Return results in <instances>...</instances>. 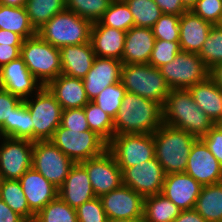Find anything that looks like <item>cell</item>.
Segmentation results:
<instances>
[{
  "mask_svg": "<svg viewBox=\"0 0 222 222\" xmlns=\"http://www.w3.org/2000/svg\"><path fill=\"white\" fill-rule=\"evenodd\" d=\"M113 122L115 135L153 134L163 124L162 105L127 92Z\"/></svg>",
  "mask_w": 222,
  "mask_h": 222,
  "instance_id": "1",
  "label": "cell"
},
{
  "mask_svg": "<svg viewBox=\"0 0 222 222\" xmlns=\"http://www.w3.org/2000/svg\"><path fill=\"white\" fill-rule=\"evenodd\" d=\"M163 109V124L201 138L215 124L198 107L188 89H170Z\"/></svg>",
  "mask_w": 222,
  "mask_h": 222,
  "instance_id": "2",
  "label": "cell"
},
{
  "mask_svg": "<svg viewBox=\"0 0 222 222\" xmlns=\"http://www.w3.org/2000/svg\"><path fill=\"white\" fill-rule=\"evenodd\" d=\"M153 139L155 157L165 175L185 172L189 153L198 138L184 130L162 124L153 133Z\"/></svg>",
  "mask_w": 222,
  "mask_h": 222,
  "instance_id": "3",
  "label": "cell"
},
{
  "mask_svg": "<svg viewBox=\"0 0 222 222\" xmlns=\"http://www.w3.org/2000/svg\"><path fill=\"white\" fill-rule=\"evenodd\" d=\"M92 22L65 9L54 15L37 33L52 46L78 45L90 42Z\"/></svg>",
  "mask_w": 222,
  "mask_h": 222,
  "instance_id": "4",
  "label": "cell"
},
{
  "mask_svg": "<svg viewBox=\"0 0 222 222\" xmlns=\"http://www.w3.org/2000/svg\"><path fill=\"white\" fill-rule=\"evenodd\" d=\"M20 56L42 86L62 74L60 48L46 42L38 33L24 39Z\"/></svg>",
  "mask_w": 222,
  "mask_h": 222,
  "instance_id": "5",
  "label": "cell"
},
{
  "mask_svg": "<svg viewBox=\"0 0 222 222\" xmlns=\"http://www.w3.org/2000/svg\"><path fill=\"white\" fill-rule=\"evenodd\" d=\"M120 82L128 93L153 100L162 106L170 91L159 68L150 64H123Z\"/></svg>",
  "mask_w": 222,
  "mask_h": 222,
  "instance_id": "6",
  "label": "cell"
},
{
  "mask_svg": "<svg viewBox=\"0 0 222 222\" xmlns=\"http://www.w3.org/2000/svg\"><path fill=\"white\" fill-rule=\"evenodd\" d=\"M74 163L97 157L107 150L108 143L94 131L78 132L61 125L50 140Z\"/></svg>",
  "mask_w": 222,
  "mask_h": 222,
  "instance_id": "7",
  "label": "cell"
},
{
  "mask_svg": "<svg viewBox=\"0 0 222 222\" xmlns=\"http://www.w3.org/2000/svg\"><path fill=\"white\" fill-rule=\"evenodd\" d=\"M35 93V101L24 100L33 122V142L51 140L61 125L63 109L46 86Z\"/></svg>",
  "mask_w": 222,
  "mask_h": 222,
  "instance_id": "8",
  "label": "cell"
},
{
  "mask_svg": "<svg viewBox=\"0 0 222 222\" xmlns=\"http://www.w3.org/2000/svg\"><path fill=\"white\" fill-rule=\"evenodd\" d=\"M170 89H189L209 77V69L197 53L180 51L173 61L159 67Z\"/></svg>",
  "mask_w": 222,
  "mask_h": 222,
  "instance_id": "9",
  "label": "cell"
},
{
  "mask_svg": "<svg viewBox=\"0 0 222 222\" xmlns=\"http://www.w3.org/2000/svg\"><path fill=\"white\" fill-rule=\"evenodd\" d=\"M107 150L123 172L126 168L155 158L153 134L114 135L108 142Z\"/></svg>",
  "mask_w": 222,
  "mask_h": 222,
  "instance_id": "10",
  "label": "cell"
},
{
  "mask_svg": "<svg viewBox=\"0 0 222 222\" xmlns=\"http://www.w3.org/2000/svg\"><path fill=\"white\" fill-rule=\"evenodd\" d=\"M75 163L50 140L35 141L32 167L56 188H60Z\"/></svg>",
  "mask_w": 222,
  "mask_h": 222,
  "instance_id": "11",
  "label": "cell"
},
{
  "mask_svg": "<svg viewBox=\"0 0 222 222\" xmlns=\"http://www.w3.org/2000/svg\"><path fill=\"white\" fill-rule=\"evenodd\" d=\"M0 179L19 180L32 167L34 142L26 139L0 137Z\"/></svg>",
  "mask_w": 222,
  "mask_h": 222,
  "instance_id": "12",
  "label": "cell"
},
{
  "mask_svg": "<svg viewBox=\"0 0 222 222\" xmlns=\"http://www.w3.org/2000/svg\"><path fill=\"white\" fill-rule=\"evenodd\" d=\"M81 164L86 168L96 197L109 193L123 184L122 170L108 150Z\"/></svg>",
  "mask_w": 222,
  "mask_h": 222,
  "instance_id": "13",
  "label": "cell"
},
{
  "mask_svg": "<svg viewBox=\"0 0 222 222\" xmlns=\"http://www.w3.org/2000/svg\"><path fill=\"white\" fill-rule=\"evenodd\" d=\"M122 178L123 185L130 187L143 197H147L162 192L165 173L155 157L126 168L122 172Z\"/></svg>",
  "mask_w": 222,
  "mask_h": 222,
  "instance_id": "14",
  "label": "cell"
},
{
  "mask_svg": "<svg viewBox=\"0 0 222 222\" xmlns=\"http://www.w3.org/2000/svg\"><path fill=\"white\" fill-rule=\"evenodd\" d=\"M99 198L107 218L143 219L144 197L126 185Z\"/></svg>",
  "mask_w": 222,
  "mask_h": 222,
  "instance_id": "15",
  "label": "cell"
},
{
  "mask_svg": "<svg viewBox=\"0 0 222 222\" xmlns=\"http://www.w3.org/2000/svg\"><path fill=\"white\" fill-rule=\"evenodd\" d=\"M185 173L202 186L222 182V165L201 138L191 148Z\"/></svg>",
  "mask_w": 222,
  "mask_h": 222,
  "instance_id": "16",
  "label": "cell"
},
{
  "mask_svg": "<svg viewBox=\"0 0 222 222\" xmlns=\"http://www.w3.org/2000/svg\"><path fill=\"white\" fill-rule=\"evenodd\" d=\"M42 87L30 73L21 56L0 68V88L22 100L28 99L32 91L37 92Z\"/></svg>",
  "mask_w": 222,
  "mask_h": 222,
  "instance_id": "17",
  "label": "cell"
},
{
  "mask_svg": "<svg viewBox=\"0 0 222 222\" xmlns=\"http://www.w3.org/2000/svg\"><path fill=\"white\" fill-rule=\"evenodd\" d=\"M122 61L96 56L93 66L82 79L89 101L95 99L105 87L120 82Z\"/></svg>",
  "mask_w": 222,
  "mask_h": 222,
  "instance_id": "18",
  "label": "cell"
},
{
  "mask_svg": "<svg viewBox=\"0 0 222 222\" xmlns=\"http://www.w3.org/2000/svg\"><path fill=\"white\" fill-rule=\"evenodd\" d=\"M202 185L190 175L172 173L165 175L161 194L172 201L181 210L194 209Z\"/></svg>",
  "mask_w": 222,
  "mask_h": 222,
  "instance_id": "19",
  "label": "cell"
},
{
  "mask_svg": "<svg viewBox=\"0 0 222 222\" xmlns=\"http://www.w3.org/2000/svg\"><path fill=\"white\" fill-rule=\"evenodd\" d=\"M30 210L36 215L48 203L58 197L59 189L45 179L33 167L19 179Z\"/></svg>",
  "mask_w": 222,
  "mask_h": 222,
  "instance_id": "20",
  "label": "cell"
},
{
  "mask_svg": "<svg viewBox=\"0 0 222 222\" xmlns=\"http://www.w3.org/2000/svg\"><path fill=\"white\" fill-rule=\"evenodd\" d=\"M58 196L74 209L96 197L86 168L81 163L71 167Z\"/></svg>",
  "mask_w": 222,
  "mask_h": 222,
  "instance_id": "21",
  "label": "cell"
},
{
  "mask_svg": "<svg viewBox=\"0 0 222 222\" xmlns=\"http://www.w3.org/2000/svg\"><path fill=\"white\" fill-rule=\"evenodd\" d=\"M152 28L133 26L126 32L123 64H148L155 44Z\"/></svg>",
  "mask_w": 222,
  "mask_h": 222,
  "instance_id": "22",
  "label": "cell"
},
{
  "mask_svg": "<svg viewBox=\"0 0 222 222\" xmlns=\"http://www.w3.org/2000/svg\"><path fill=\"white\" fill-rule=\"evenodd\" d=\"M213 25L188 10L180 15L179 44L181 51L199 53Z\"/></svg>",
  "mask_w": 222,
  "mask_h": 222,
  "instance_id": "23",
  "label": "cell"
},
{
  "mask_svg": "<svg viewBox=\"0 0 222 222\" xmlns=\"http://www.w3.org/2000/svg\"><path fill=\"white\" fill-rule=\"evenodd\" d=\"M46 87L54 95L62 109L83 108L88 102L85 86L81 78L60 74Z\"/></svg>",
  "mask_w": 222,
  "mask_h": 222,
  "instance_id": "24",
  "label": "cell"
},
{
  "mask_svg": "<svg viewBox=\"0 0 222 222\" xmlns=\"http://www.w3.org/2000/svg\"><path fill=\"white\" fill-rule=\"evenodd\" d=\"M126 32L94 22L90 42L95 56L115 58L122 61Z\"/></svg>",
  "mask_w": 222,
  "mask_h": 222,
  "instance_id": "25",
  "label": "cell"
},
{
  "mask_svg": "<svg viewBox=\"0 0 222 222\" xmlns=\"http://www.w3.org/2000/svg\"><path fill=\"white\" fill-rule=\"evenodd\" d=\"M95 52L91 42L60 48L62 74L83 79L93 66Z\"/></svg>",
  "mask_w": 222,
  "mask_h": 222,
  "instance_id": "26",
  "label": "cell"
},
{
  "mask_svg": "<svg viewBox=\"0 0 222 222\" xmlns=\"http://www.w3.org/2000/svg\"><path fill=\"white\" fill-rule=\"evenodd\" d=\"M189 92L199 108L213 121L222 122V88L210 77L190 87Z\"/></svg>",
  "mask_w": 222,
  "mask_h": 222,
  "instance_id": "27",
  "label": "cell"
},
{
  "mask_svg": "<svg viewBox=\"0 0 222 222\" xmlns=\"http://www.w3.org/2000/svg\"><path fill=\"white\" fill-rule=\"evenodd\" d=\"M194 209L206 222H222V182L202 186Z\"/></svg>",
  "mask_w": 222,
  "mask_h": 222,
  "instance_id": "28",
  "label": "cell"
},
{
  "mask_svg": "<svg viewBox=\"0 0 222 222\" xmlns=\"http://www.w3.org/2000/svg\"><path fill=\"white\" fill-rule=\"evenodd\" d=\"M181 209L164 195L144 197L143 222H173Z\"/></svg>",
  "mask_w": 222,
  "mask_h": 222,
  "instance_id": "29",
  "label": "cell"
},
{
  "mask_svg": "<svg viewBox=\"0 0 222 222\" xmlns=\"http://www.w3.org/2000/svg\"><path fill=\"white\" fill-rule=\"evenodd\" d=\"M0 29L17 33L24 39L37 34L30 23L25 6L11 7L0 4Z\"/></svg>",
  "mask_w": 222,
  "mask_h": 222,
  "instance_id": "30",
  "label": "cell"
},
{
  "mask_svg": "<svg viewBox=\"0 0 222 222\" xmlns=\"http://www.w3.org/2000/svg\"><path fill=\"white\" fill-rule=\"evenodd\" d=\"M0 198L27 222H33L35 214L30 210L19 180L0 179Z\"/></svg>",
  "mask_w": 222,
  "mask_h": 222,
  "instance_id": "31",
  "label": "cell"
},
{
  "mask_svg": "<svg viewBox=\"0 0 222 222\" xmlns=\"http://www.w3.org/2000/svg\"><path fill=\"white\" fill-rule=\"evenodd\" d=\"M25 8L30 23L38 31L54 15L66 9V0H27Z\"/></svg>",
  "mask_w": 222,
  "mask_h": 222,
  "instance_id": "32",
  "label": "cell"
},
{
  "mask_svg": "<svg viewBox=\"0 0 222 222\" xmlns=\"http://www.w3.org/2000/svg\"><path fill=\"white\" fill-rule=\"evenodd\" d=\"M33 141V122L24 100L13 110L11 122L0 132V137Z\"/></svg>",
  "mask_w": 222,
  "mask_h": 222,
  "instance_id": "33",
  "label": "cell"
},
{
  "mask_svg": "<svg viewBox=\"0 0 222 222\" xmlns=\"http://www.w3.org/2000/svg\"><path fill=\"white\" fill-rule=\"evenodd\" d=\"M99 22L125 32L135 26L133 15L124 0H112Z\"/></svg>",
  "mask_w": 222,
  "mask_h": 222,
  "instance_id": "34",
  "label": "cell"
},
{
  "mask_svg": "<svg viewBox=\"0 0 222 222\" xmlns=\"http://www.w3.org/2000/svg\"><path fill=\"white\" fill-rule=\"evenodd\" d=\"M83 108L90 130L108 143L115 135L113 119L92 101H89Z\"/></svg>",
  "mask_w": 222,
  "mask_h": 222,
  "instance_id": "35",
  "label": "cell"
},
{
  "mask_svg": "<svg viewBox=\"0 0 222 222\" xmlns=\"http://www.w3.org/2000/svg\"><path fill=\"white\" fill-rule=\"evenodd\" d=\"M133 15L135 26L152 28L162 15L154 0H124Z\"/></svg>",
  "mask_w": 222,
  "mask_h": 222,
  "instance_id": "36",
  "label": "cell"
},
{
  "mask_svg": "<svg viewBox=\"0 0 222 222\" xmlns=\"http://www.w3.org/2000/svg\"><path fill=\"white\" fill-rule=\"evenodd\" d=\"M33 222H78L76 209L59 196L40 210Z\"/></svg>",
  "mask_w": 222,
  "mask_h": 222,
  "instance_id": "37",
  "label": "cell"
},
{
  "mask_svg": "<svg viewBox=\"0 0 222 222\" xmlns=\"http://www.w3.org/2000/svg\"><path fill=\"white\" fill-rule=\"evenodd\" d=\"M198 55L208 69L222 62V25H213Z\"/></svg>",
  "mask_w": 222,
  "mask_h": 222,
  "instance_id": "38",
  "label": "cell"
},
{
  "mask_svg": "<svg viewBox=\"0 0 222 222\" xmlns=\"http://www.w3.org/2000/svg\"><path fill=\"white\" fill-rule=\"evenodd\" d=\"M127 93L121 82L105 87V89L92 100L113 120L122 104V100Z\"/></svg>",
  "mask_w": 222,
  "mask_h": 222,
  "instance_id": "39",
  "label": "cell"
},
{
  "mask_svg": "<svg viewBox=\"0 0 222 222\" xmlns=\"http://www.w3.org/2000/svg\"><path fill=\"white\" fill-rule=\"evenodd\" d=\"M111 1L112 0H66V9L94 23L101 19Z\"/></svg>",
  "mask_w": 222,
  "mask_h": 222,
  "instance_id": "40",
  "label": "cell"
},
{
  "mask_svg": "<svg viewBox=\"0 0 222 222\" xmlns=\"http://www.w3.org/2000/svg\"><path fill=\"white\" fill-rule=\"evenodd\" d=\"M180 51L179 41L169 42L156 39L148 64L159 68L173 61Z\"/></svg>",
  "mask_w": 222,
  "mask_h": 222,
  "instance_id": "41",
  "label": "cell"
},
{
  "mask_svg": "<svg viewBox=\"0 0 222 222\" xmlns=\"http://www.w3.org/2000/svg\"><path fill=\"white\" fill-rule=\"evenodd\" d=\"M180 16L162 14L152 27L154 37L164 41H179Z\"/></svg>",
  "mask_w": 222,
  "mask_h": 222,
  "instance_id": "42",
  "label": "cell"
},
{
  "mask_svg": "<svg viewBox=\"0 0 222 222\" xmlns=\"http://www.w3.org/2000/svg\"><path fill=\"white\" fill-rule=\"evenodd\" d=\"M190 10L212 25L222 24V0H197Z\"/></svg>",
  "mask_w": 222,
  "mask_h": 222,
  "instance_id": "43",
  "label": "cell"
},
{
  "mask_svg": "<svg viewBox=\"0 0 222 222\" xmlns=\"http://www.w3.org/2000/svg\"><path fill=\"white\" fill-rule=\"evenodd\" d=\"M78 222H106L107 216L99 197L76 208Z\"/></svg>",
  "mask_w": 222,
  "mask_h": 222,
  "instance_id": "44",
  "label": "cell"
},
{
  "mask_svg": "<svg viewBox=\"0 0 222 222\" xmlns=\"http://www.w3.org/2000/svg\"><path fill=\"white\" fill-rule=\"evenodd\" d=\"M61 126L78 132L90 130L84 108L64 109L62 111Z\"/></svg>",
  "mask_w": 222,
  "mask_h": 222,
  "instance_id": "45",
  "label": "cell"
},
{
  "mask_svg": "<svg viewBox=\"0 0 222 222\" xmlns=\"http://www.w3.org/2000/svg\"><path fill=\"white\" fill-rule=\"evenodd\" d=\"M23 100L0 88V132L11 122L13 110Z\"/></svg>",
  "mask_w": 222,
  "mask_h": 222,
  "instance_id": "46",
  "label": "cell"
},
{
  "mask_svg": "<svg viewBox=\"0 0 222 222\" xmlns=\"http://www.w3.org/2000/svg\"><path fill=\"white\" fill-rule=\"evenodd\" d=\"M201 139L208 146L210 152L222 165V125L215 124Z\"/></svg>",
  "mask_w": 222,
  "mask_h": 222,
  "instance_id": "47",
  "label": "cell"
},
{
  "mask_svg": "<svg viewBox=\"0 0 222 222\" xmlns=\"http://www.w3.org/2000/svg\"><path fill=\"white\" fill-rule=\"evenodd\" d=\"M160 7L162 14H173L180 16L188 9L183 5L182 0H154Z\"/></svg>",
  "mask_w": 222,
  "mask_h": 222,
  "instance_id": "48",
  "label": "cell"
},
{
  "mask_svg": "<svg viewBox=\"0 0 222 222\" xmlns=\"http://www.w3.org/2000/svg\"><path fill=\"white\" fill-rule=\"evenodd\" d=\"M21 53V46L0 44V68L17 59Z\"/></svg>",
  "mask_w": 222,
  "mask_h": 222,
  "instance_id": "49",
  "label": "cell"
},
{
  "mask_svg": "<svg viewBox=\"0 0 222 222\" xmlns=\"http://www.w3.org/2000/svg\"><path fill=\"white\" fill-rule=\"evenodd\" d=\"M0 222H27L0 198Z\"/></svg>",
  "mask_w": 222,
  "mask_h": 222,
  "instance_id": "50",
  "label": "cell"
},
{
  "mask_svg": "<svg viewBox=\"0 0 222 222\" xmlns=\"http://www.w3.org/2000/svg\"><path fill=\"white\" fill-rule=\"evenodd\" d=\"M24 38L9 30L0 29V44L11 45V46H22Z\"/></svg>",
  "mask_w": 222,
  "mask_h": 222,
  "instance_id": "51",
  "label": "cell"
},
{
  "mask_svg": "<svg viewBox=\"0 0 222 222\" xmlns=\"http://www.w3.org/2000/svg\"><path fill=\"white\" fill-rule=\"evenodd\" d=\"M173 222H206V220L195 209H191L181 210Z\"/></svg>",
  "mask_w": 222,
  "mask_h": 222,
  "instance_id": "52",
  "label": "cell"
},
{
  "mask_svg": "<svg viewBox=\"0 0 222 222\" xmlns=\"http://www.w3.org/2000/svg\"><path fill=\"white\" fill-rule=\"evenodd\" d=\"M209 77L222 88V62L209 69Z\"/></svg>",
  "mask_w": 222,
  "mask_h": 222,
  "instance_id": "53",
  "label": "cell"
},
{
  "mask_svg": "<svg viewBox=\"0 0 222 222\" xmlns=\"http://www.w3.org/2000/svg\"><path fill=\"white\" fill-rule=\"evenodd\" d=\"M27 0H0L1 5L11 6V7H24Z\"/></svg>",
  "mask_w": 222,
  "mask_h": 222,
  "instance_id": "54",
  "label": "cell"
},
{
  "mask_svg": "<svg viewBox=\"0 0 222 222\" xmlns=\"http://www.w3.org/2000/svg\"><path fill=\"white\" fill-rule=\"evenodd\" d=\"M106 222H143V219H125V218L113 219V218H107Z\"/></svg>",
  "mask_w": 222,
  "mask_h": 222,
  "instance_id": "55",
  "label": "cell"
},
{
  "mask_svg": "<svg viewBox=\"0 0 222 222\" xmlns=\"http://www.w3.org/2000/svg\"><path fill=\"white\" fill-rule=\"evenodd\" d=\"M196 2H197V0H182L183 5L188 10H190L195 5Z\"/></svg>",
  "mask_w": 222,
  "mask_h": 222,
  "instance_id": "56",
  "label": "cell"
}]
</instances>
